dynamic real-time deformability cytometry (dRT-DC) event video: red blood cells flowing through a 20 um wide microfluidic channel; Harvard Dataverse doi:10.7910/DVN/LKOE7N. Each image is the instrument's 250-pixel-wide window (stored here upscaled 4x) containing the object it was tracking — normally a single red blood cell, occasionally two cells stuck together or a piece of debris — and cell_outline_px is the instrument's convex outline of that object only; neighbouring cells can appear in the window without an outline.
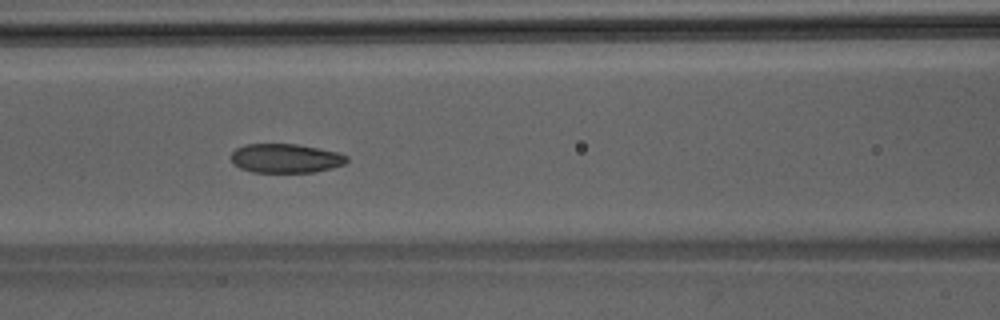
{"species": "Egyptian fruit bat (a non-hibernating species)", "species_latin": "Rousettus aegyptiacus", "temperature_condition": "room temperature", "stored_images_in_passage": 48, "camera_frame_rate_fps": 3000, "um_per_image_px": 0.085, "animal": {"sex": "male"}, "frame": {"image": 1, "passage_image": 21, "time_ms": 6.667, "image_size_px": [1000, 320], "cell_outline_px": [[348, 160], [344, 164], [332, 168], [312, 172], [252, 172], [240, 168], [232, 164], [232, 152], [236, 148], [244, 144], [296, 144], [336, 152], [348, 156]], "centroid_in_image_um": [24.25, 13.46], "position_along_channel_um": 142.4, "area_um2": 19.54}}
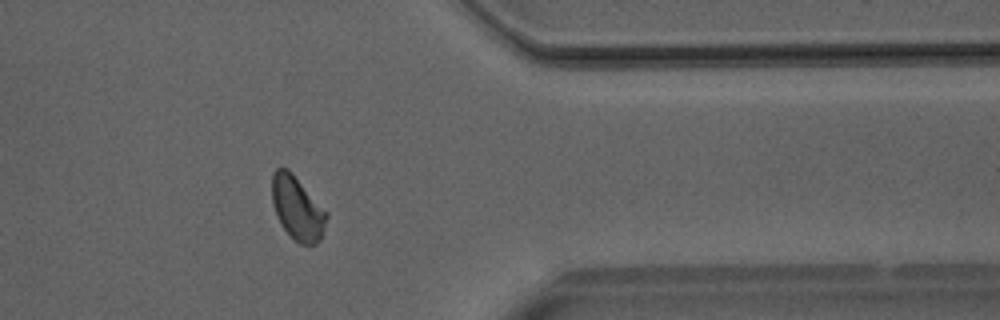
{"frame": {"image": 2, "passage_image": 39, "time_ms": 12.667, "image_size_px": [1000, 320], "cell_outline_px": [[328, 216], [320, 240], [316, 244], [300, 244], [280, 224], [272, 204], [272, 172], [276, 168], [288, 168], [292, 172], [328, 212]], "centroid_in_image_um": [25.27, 17.66], "position_along_channel_um": 386.1, "area_um2": 20.23}}
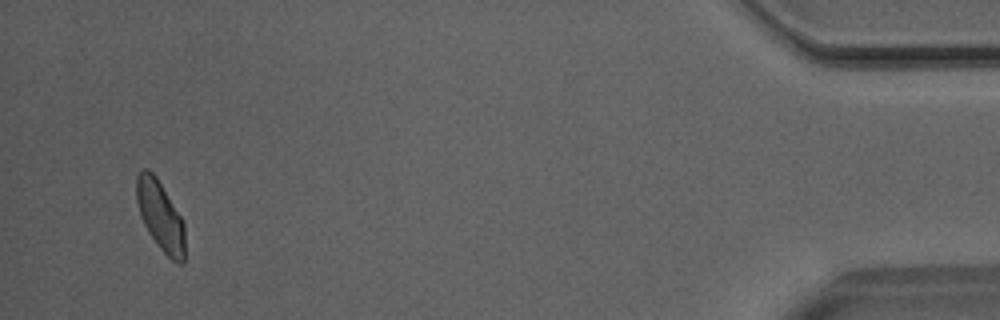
{"frame": {"image": 3, "passage_image": 46, "time_ms": 15.0, "image_size_px": [1000, 320], "cell_outline_px": [[184, 264], [176, 264], [160, 248], [148, 232], [140, 216], [136, 200], [136, 176], [140, 168], [148, 168], [156, 176], [180, 216], [184, 224]], "centroid_in_image_um": [13.6, 18.33], "position_along_channel_um": 421.6, "area_um2": 19.65}}